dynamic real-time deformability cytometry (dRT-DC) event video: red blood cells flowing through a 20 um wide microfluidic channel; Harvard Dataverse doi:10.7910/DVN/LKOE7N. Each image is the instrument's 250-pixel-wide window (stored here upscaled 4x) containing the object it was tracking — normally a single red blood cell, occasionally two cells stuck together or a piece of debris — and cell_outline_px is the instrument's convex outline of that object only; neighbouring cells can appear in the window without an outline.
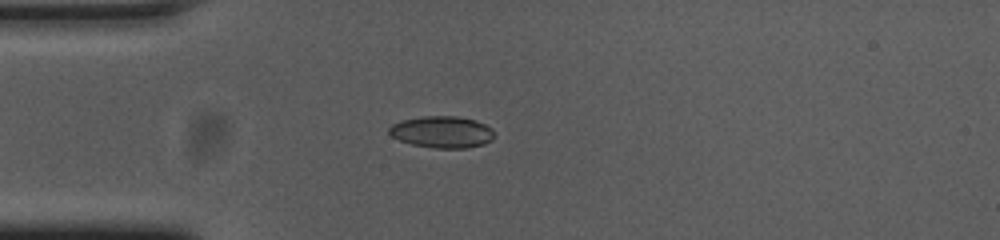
{"species": "common noctule bat (a hibernating species)", "species_latin": "Nyctalus noctula", "temperature_condition": "cold", "stored_images_in_passage": 41, "camera_frame_rate_fps": 3000, "um_per_image_px": 0.085, "animal": {"sex": "female", "body_mass_g": 23.0, "forearm_length_mm": 53.4}, "frame": {"image": 1, "passage_image": 1, "time_ms": 0.0, "image_size_px": [1000, 240], "cell_outline_px": [[492, 140], [484, 144], [464, 148], [432, 148], [412, 144], [400, 140], [392, 136], [388, 132], [388, 128], [392, 124], [400, 120], [424, 116], [456, 116], [476, 120], [492, 128]], "centroid_in_image_um": [37.54, 11.21], "position_along_channel_um": 47.5, "area_um2": 19.42}}
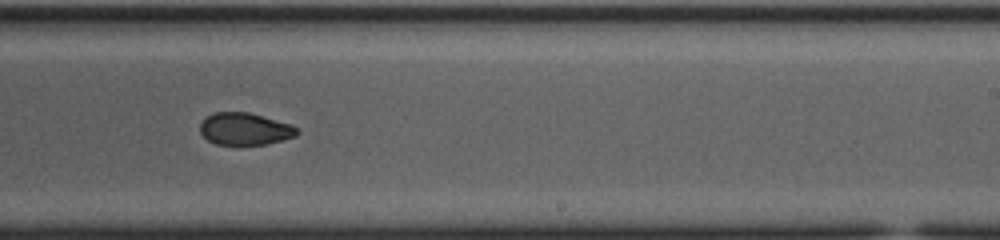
{"frame": {"image": 2, "passage_image": 20, "time_ms": 6.333, "image_size_px": [1000, 240], "cell_outline_px": [[300, 132], [296, 136], [284, 140], [264, 144], [240, 148], [236, 148], [216, 144], [208, 140], [200, 132], [200, 124], [212, 112], [248, 112], [292, 124]], "centroid_in_image_um": [20.82, 11.01], "position_along_channel_um": 268.2, "area_um2": 18.84}}
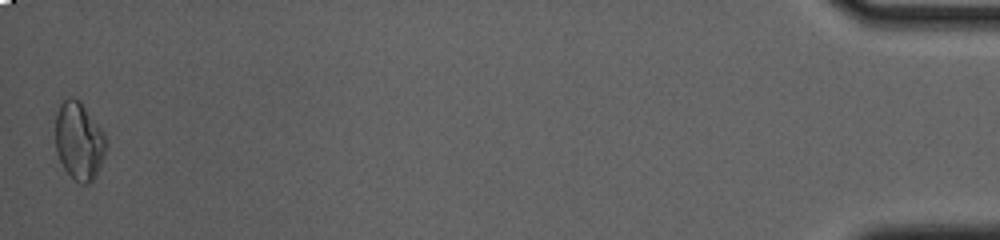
{"frame": {"image": 3, "passage_image": 41, "time_ms": 13.333, "image_size_px": [1000, 240], "cell_outline_px": [[108, 140], [96, 176], [88, 184], [80, 184], [64, 168], [56, 152], [56, 112], [60, 104], [68, 96], [72, 96], [80, 100], [104, 132]], "centroid_in_image_um": [6.72, 11.94], "position_along_channel_um": 428.5, "area_um2": 22.95}, "authors_computed_cell_mechanics": {"area_um2": 20.0566, "velocity_mm_per_s": 3.6964, "shape_relaxation_time_tau1_ms": null, "shape_relaxation_time_tau2_ms": 2.7706, "deformation_change_tau1": null, "deformation_change_tau2": 0.0689}}